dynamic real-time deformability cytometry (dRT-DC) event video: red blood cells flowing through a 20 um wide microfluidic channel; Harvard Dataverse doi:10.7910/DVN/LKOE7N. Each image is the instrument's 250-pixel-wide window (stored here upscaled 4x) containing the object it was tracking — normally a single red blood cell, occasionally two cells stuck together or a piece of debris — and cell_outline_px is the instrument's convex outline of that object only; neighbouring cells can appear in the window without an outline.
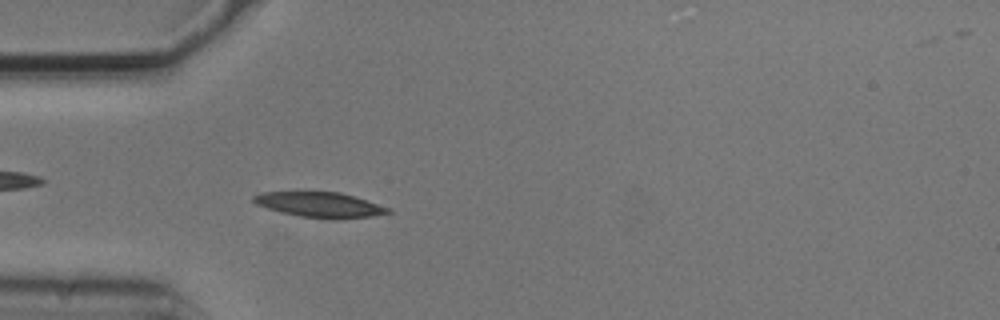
{"species": "common noctule bat (a hibernating species)", "species_latin": "Nyctalus noctula", "temperature_condition": "cold", "stored_images_in_passage": 53, "camera_frame_rate_fps": 3000, "um_per_image_px": 0.085, "animal": {"sex": "male", "body_mass_g": 20.5, "forearm_length_mm": 52.5}, "frame": {"image": 1, "passage_image": 15, "time_ms": 4.667, "image_size_px": [1000, 320], "cell_outline_px": [[392, 212], [372, 216], [336, 220], [300, 216], [280, 212], [256, 204], [252, 200], [252, 196], [260, 192], [340, 192], [368, 200], [388, 208]], "centroid_in_image_um": [27.18, 17.41], "position_along_channel_um": 57.8, "area_um2": 19.77}}
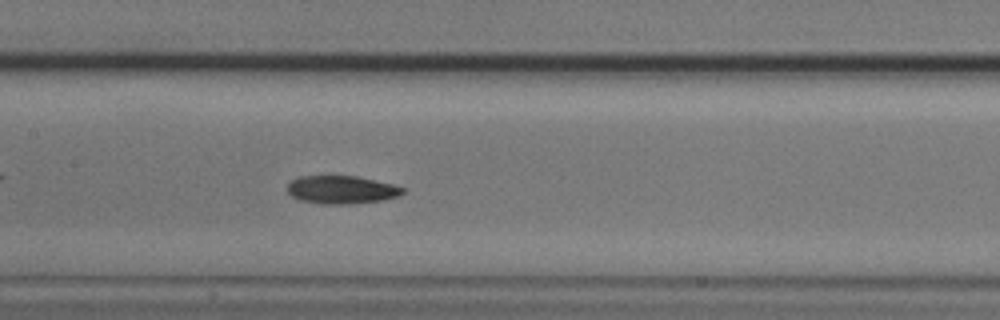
{"frame": {"image": 2, "passage_image": 25, "time_ms": 8.0, "image_size_px": [1000, 320], "cell_outline_px": [[408, 188], [400, 196], [384, 200], [352, 204], [320, 204], [300, 200], [292, 196], [288, 192], [288, 184], [292, 180], [300, 176], [356, 176], [392, 184]], "centroid_in_image_um": [29.08, 16.14], "position_along_channel_um": 178.3, "area_um2": 19.02}}
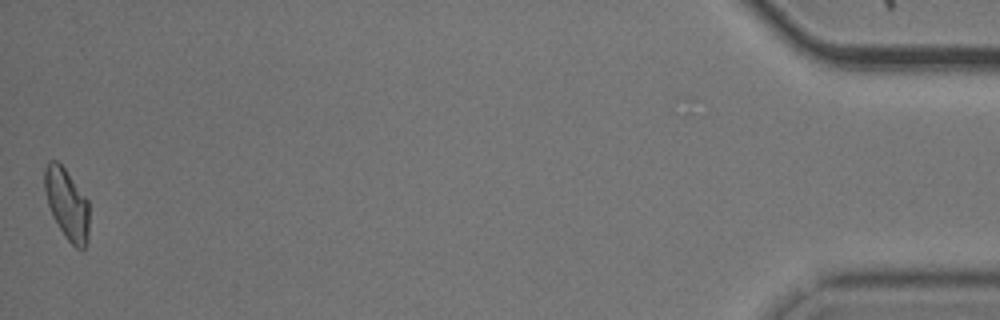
{"frame": {"image": 3, "passage_image": 53, "time_ms": 17.333, "image_size_px": [1000, 320], "cell_outline_px": [[88, 240], [84, 248], [76, 248], [64, 236], [52, 216], [48, 204], [44, 188], [44, 168], [48, 160], [56, 160], [64, 168], [88, 200]], "centroid_in_image_um": [5.67, 17.34], "position_along_channel_um": 429.5, "area_um2": 18.32}, "authors_computed_cell_mechanics": {"area_um2": 18.6694, "velocity_mm_per_s": 3.7111, "shape_relaxation_time_tau1_ms": 2.5452, "shape_relaxation_time_tau2_ms": 6.0329, "deformation_change_tau1": 0.111, "deformation_change_tau2": 0.1255}}